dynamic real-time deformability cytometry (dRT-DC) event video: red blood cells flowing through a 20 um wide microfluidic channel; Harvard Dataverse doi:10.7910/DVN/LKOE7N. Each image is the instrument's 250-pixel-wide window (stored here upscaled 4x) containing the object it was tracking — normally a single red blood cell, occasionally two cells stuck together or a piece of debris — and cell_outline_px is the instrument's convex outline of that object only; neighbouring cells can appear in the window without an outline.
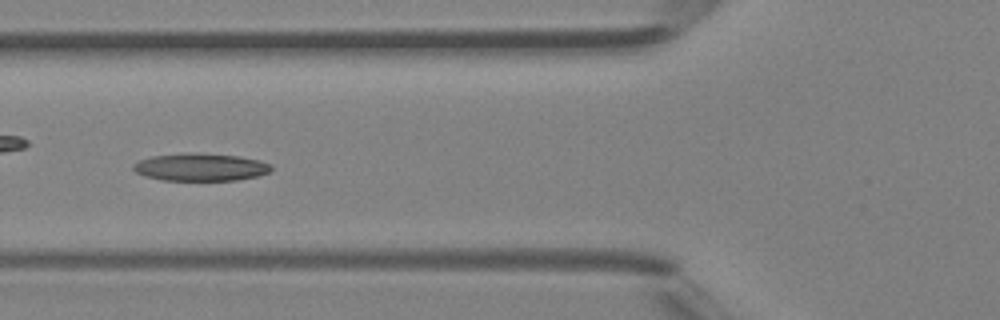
{"species": "Egyptian fruit bat (a non-hibernating species)", "species_latin": "Rousettus aegyptiacus", "temperature_condition": "room temperature", "stored_images_in_passage": 39, "camera_frame_rate_fps": 3000, "um_per_image_px": 0.085, "animal": {"sex": "female"}, "frame": {"image": 1, "passage_image": 17, "time_ms": 5.333, "image_size_px": [1000, 320], "cell_outline_px": [[272, 168], [268, 172], [256, 176], [236, 180], [164, 180], [144, 176], [136, 172], [132, 168], [132, 164], [140, 160], [152, 156], [184, 152], [188, 152], [240, 156], [260, 160], [272, 164]], "centroid_in_image_um": [17.03, 14.19], "position_along_channel_um": 108.8, "area_um2": 22.25}}